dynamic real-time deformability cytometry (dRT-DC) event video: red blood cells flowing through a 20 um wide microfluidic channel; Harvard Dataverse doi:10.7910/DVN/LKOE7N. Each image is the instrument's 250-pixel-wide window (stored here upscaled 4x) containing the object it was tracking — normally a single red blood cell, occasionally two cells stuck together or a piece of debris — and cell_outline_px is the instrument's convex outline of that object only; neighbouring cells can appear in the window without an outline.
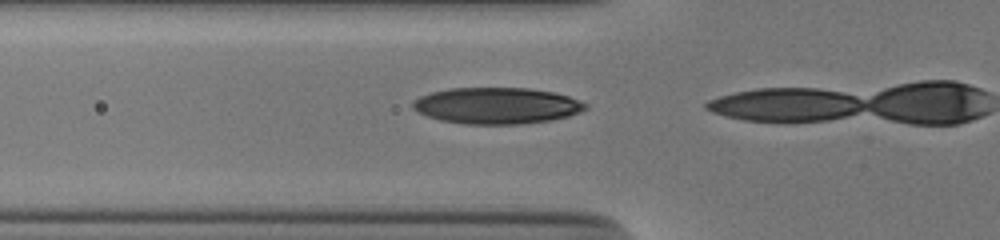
{"species": "human", "species_latin": "Homo sapiens", "temperature_condition": "cold", "stored_images_in_passage": 16, "camera_frame_rate_fps": 3000, "um_per_image_px": 0.085, "donor": {"sex": "male"}, "frame": {"image": 1, "passage_image": 15, "time_ms": 4.667, "image_size_px": [1000, 240], "cell_outline_px": [[588, 108], [580, 112], [568, 116], [552, 120], [520, 124], [464, 124], [440, 120], [428, 116], [412, 108], [412, 104], [420, 96], [432, 92], [448, 88], [528, 88], [552, 92], [568, 96], [588, 104]], "centroid_in_image_um": [42.24, 8.98], "position_along_channel_um": 83.6, "area_um2": 36.47}}